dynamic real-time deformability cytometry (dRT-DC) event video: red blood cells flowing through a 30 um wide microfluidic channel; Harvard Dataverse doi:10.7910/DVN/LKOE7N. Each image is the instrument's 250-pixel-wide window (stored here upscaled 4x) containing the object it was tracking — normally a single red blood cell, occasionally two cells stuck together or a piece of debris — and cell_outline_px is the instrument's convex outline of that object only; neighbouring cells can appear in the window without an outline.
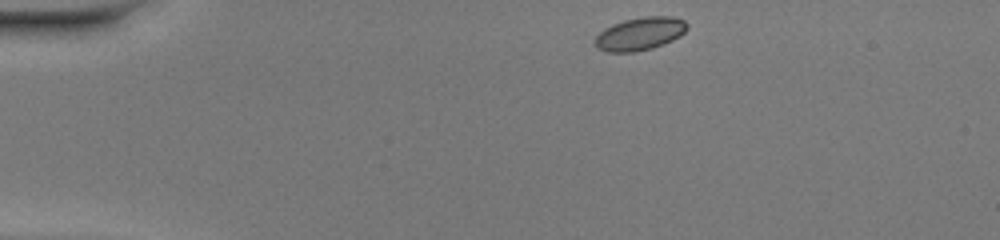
{"species": "common noctule bat (a hibernating species)", "species_latin": "Nyctalus noctula", "temperature_condition": "warm", "stored_images_in_passage": 41, "camera_frame_rate_fps": 3000, "um_per_image_px": 0.085, "animal": {"sex": "female", "body_mass_g": 20.0, "forearm_length_mm": 54.0}, "frame": {"image": 1, "passage_image": 1, "time_ms": 0.0, "image_size_px": [1000, 240], "cell_outline_px": [[688, 28], [680, 36], [664, 44], [652, 48], [636, 52], [608, 52], [596, 48], [592, 44], [592, 40], [604, 28], [612, 24], [624, 20], [644, 16], [672, 16], [684, 20], [688, 24]], "centroid_in_image_um": [54.36, 2.87], "position_along_channel_um": 30.6, "area_um2": 18.03}}
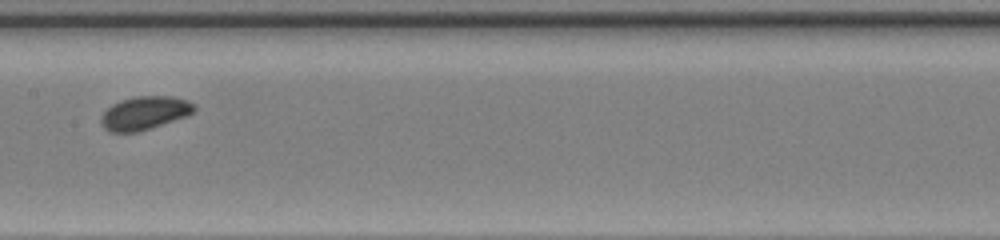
{"frame": {"image": 2, "passage_image": 18, "time_ms": 5.667, "image_size_px": [1000, 240], "cell_outline_px": [[196, 108], [188, 116], [136, 132], [108, 132], [104, 128], [100, 120], [104, 112], [112, 104], [120, 100], [136, 96], [172, 96], [188, 100], [196, 104]], "centroid_in_image_um": [12.31, 9.59], "position_along_channel_um": 195.1, "area_um2": 18.09}}
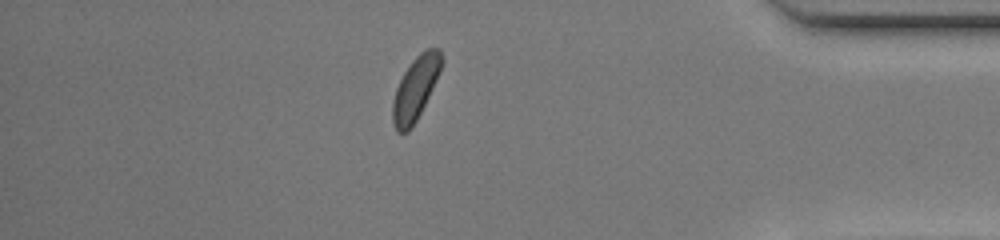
{"frame": {"image": 3, "passage_image": 35, "time_ms": 11.333, "image_size_px": [1000, 240], "cell_outline_px": [[444, 60], [440, 72], [416, 120], [408, 132], [396, 132], [392, 124], [392, 100], [396, 88], [404, 72], [412, 60], [424, 48], [440, 48]], "centroid_in_image_um": [35.31, 7.49], "position_along_channel_um": 399.9, "area_um2": 18.03}, "authors_computed_cell_mechanics": {"area_um2": 17.8024, "velocity_mm_per_s": 4.1606, "shape_relaxation_time_tau1_ms": null, "shape_relaxation_time_tau2_ms": 8.0596, "deformation_change_tau1": null, "deformation_change_tau2": 0.1213}}